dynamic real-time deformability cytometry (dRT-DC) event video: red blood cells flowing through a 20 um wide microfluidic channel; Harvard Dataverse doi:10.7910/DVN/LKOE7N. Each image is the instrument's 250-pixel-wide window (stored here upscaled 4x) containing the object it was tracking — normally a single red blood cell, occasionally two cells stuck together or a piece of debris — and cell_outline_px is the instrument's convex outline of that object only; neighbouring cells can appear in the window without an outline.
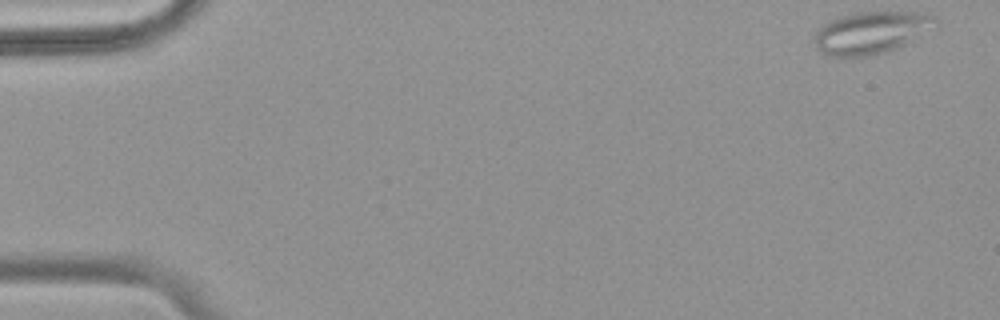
{"species": "common noctule bat (a hibernating species)", "species_latin": "Nyctalus noctula", "temperature_condition": "warm", "stored_images_in_passage": 54, "segment_of_instrument_passage": [1, 2], "camera_frame_rate_fps": 3000, "um_per_image_px": 0.085, "animal": {"sex": "female", "body_mass_g": 18.4}, "frame": {"image": 1, "passage_image": 1, "time_ms": 0.0, "image_size_px": [1000, 320], "cell_outline_px": [[940, 24], [936, 28], [892, 52], [876, 56], [824, 56], [816, 48], [816, 32], [828, 20], [852, 12], [924, 12], [936, 16], [940, 20]], "centroid_in_image_um": [74.15, 2.78], "position_along_channel_um": 10.8, "area_um2": 30.75}}